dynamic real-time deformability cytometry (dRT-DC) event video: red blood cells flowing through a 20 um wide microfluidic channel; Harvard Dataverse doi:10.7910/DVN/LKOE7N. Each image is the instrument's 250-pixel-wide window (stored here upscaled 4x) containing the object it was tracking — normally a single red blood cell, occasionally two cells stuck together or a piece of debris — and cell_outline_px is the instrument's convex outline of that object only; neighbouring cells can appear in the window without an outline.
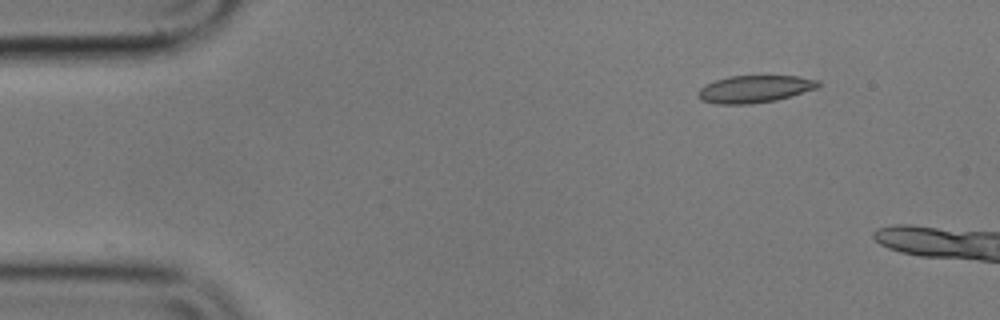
{"species": "common noctule bat (a hibernating species)", "species_latin": "Nyctalus noctula", "temperature_condition": "cold", "stored_images_in_passage": 2, "camera_frame_rate_fps": 3000, "um_per_image_px": 0.085, "animal": {"sex": "male", "body_mass_g": 17.9}, "frame": {"image": 1, "passage_image": 1, "time_ms": 0.0, "image_size_px": [1000, 320], "cell_outline_px": [[820, 84], [816, 88], [776, 100], [752, 104], [716, 104], [700, 100], [696, 96], [696, 92], [704, 84], [716, 80], [732, 76], [796, 76], [820, 80]], "centroid_in_image_um": [64.08, 7.57], "position_along_channel_um": 20.9, "area_um2": 19.13}}